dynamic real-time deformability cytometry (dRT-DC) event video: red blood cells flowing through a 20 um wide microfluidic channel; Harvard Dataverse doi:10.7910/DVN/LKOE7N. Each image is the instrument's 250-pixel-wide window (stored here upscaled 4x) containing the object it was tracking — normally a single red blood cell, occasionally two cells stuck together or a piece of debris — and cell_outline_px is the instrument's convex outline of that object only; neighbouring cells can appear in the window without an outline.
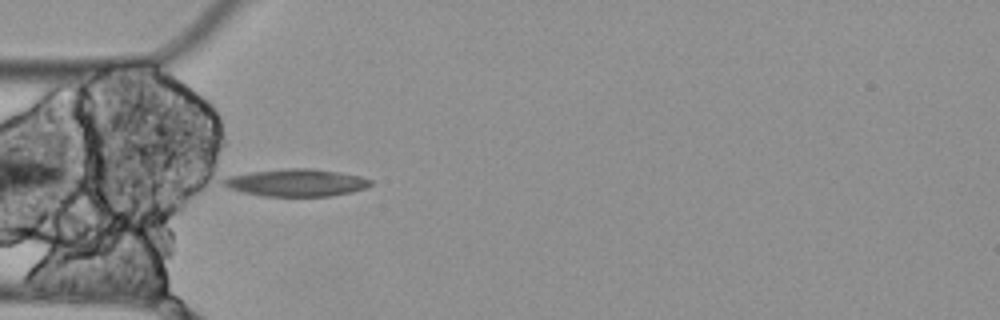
{"species": "Egyptian fruit bat (a non-hibernating species)", "species_latin": "Rousettus aegyptiacus", "temperature_condition": "cold", "stored_images_in_passage": 5, "camera_frame_rate_fps": 3000, "um_per_image_px": 0.085, "animal": {"sex": "female"}, "frame": {"image": 1, "passage_image": 3, "time_ms": 0.667, "image_size_px": [1000, 320], "cell_outline_px": [[372, 184], [364, 188], [352, 192], [332, 196], [264, 196], [240, 192], [228, 188], [220, 184], [220, 180], [228, 176], [252, 172], [288, 168], [308, 168], [340, 172], [360, 176], [372, 180]], "centroid_in_image_um": [25.15, 15.53], "position_along_channel_um": 59.9, "area_um2": 23.58}}
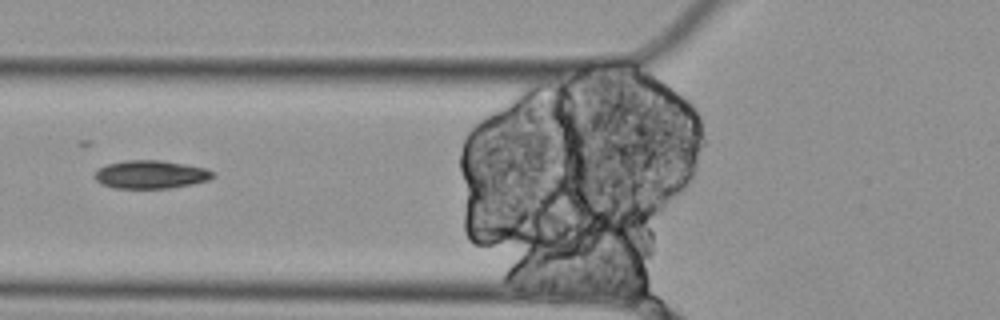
{"frame": {"image": 2, "passage_image": 4, "time_ms": 1.0, "image_size_px": [1000, 320], "cell_outline_px": [[216, 176], [208, 180], [192, 184], [168, 188], [112, 188], [100, 184], [96, 180], [96, 172], [100, 168], [108, 164], [124, 160], [160, 160], [184, 164], [204, 168], [212, 172]], "centroid_in_image_um": [12.8, 14.83], "position_along_channel_um": 113.0, "area_um2": 19.25}}
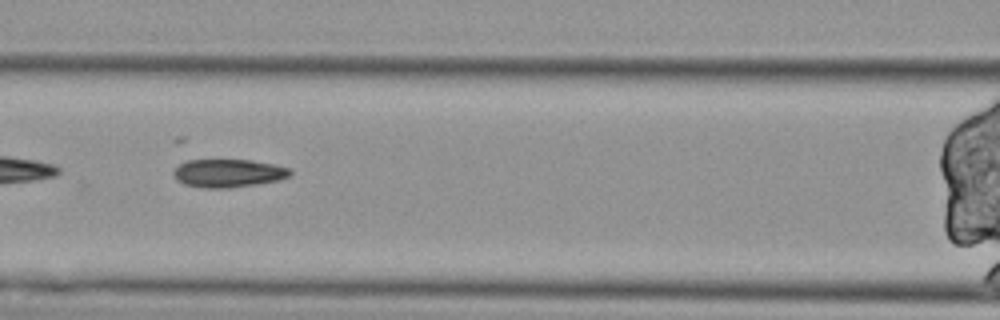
{"frame": {"image": 3, "passage_image": 5, "time_ms": 1.333, "image_size_px": [1000, 320], "cell_outline_px": [[292, 172], [288, 176], [276, 180], [256, 184], [228, 188], [204, 188], [184, 184], [176, 180], [172, 172], [180, 164], [188, 160], [252, 160], [276, 164], [288, 168]], "centroid_in_image_um": [19.38, 14.72], "position_along_channel_um": 147.2, "area_um2": 19.02}}